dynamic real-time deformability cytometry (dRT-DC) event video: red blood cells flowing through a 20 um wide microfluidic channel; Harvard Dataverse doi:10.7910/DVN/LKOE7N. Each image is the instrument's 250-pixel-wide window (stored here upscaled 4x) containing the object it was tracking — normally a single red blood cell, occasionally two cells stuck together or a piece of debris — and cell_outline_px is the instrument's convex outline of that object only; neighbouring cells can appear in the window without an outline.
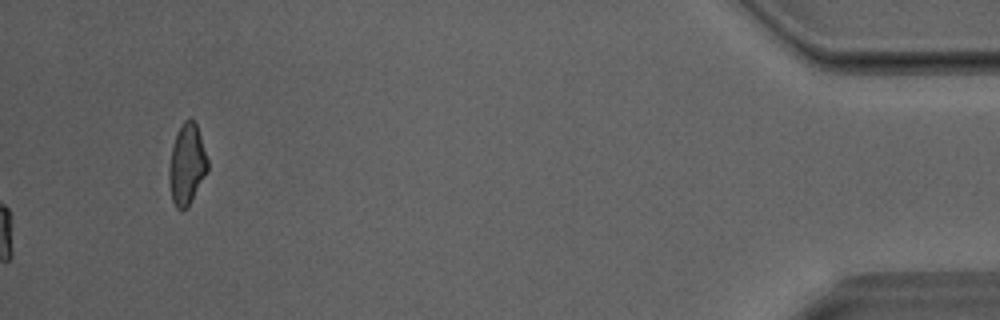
{"species": "Egyptian fruit bat (a non-hibernating species)", "species_latin": "Rousettus aegyptiacus", "temperature_condition": "room temperature", "stored_images_in_passage": 39, "camera_frame_rate_fps": 3000, "um_per_image_px": 0.085, "animal": {"sex": "male"}, "frame": {"image": 1, "passage_image": 39, "time_ms": 12.667, "image_size_px": [1000, 320], "cell_outline_px": [[208, 168], [188, 208], [184, 212], [180, 212], [176, 208], [172, 200], [168, 180], [168, 168], [172, 148], [176, 132], [180, 124], [184, 120], [192, 120], [196, 124], [208, 160]], "centroid_in_image_um": [15.85, 14.02], "position_along_channel_um": 419.4, "area_um2": 18.21}}